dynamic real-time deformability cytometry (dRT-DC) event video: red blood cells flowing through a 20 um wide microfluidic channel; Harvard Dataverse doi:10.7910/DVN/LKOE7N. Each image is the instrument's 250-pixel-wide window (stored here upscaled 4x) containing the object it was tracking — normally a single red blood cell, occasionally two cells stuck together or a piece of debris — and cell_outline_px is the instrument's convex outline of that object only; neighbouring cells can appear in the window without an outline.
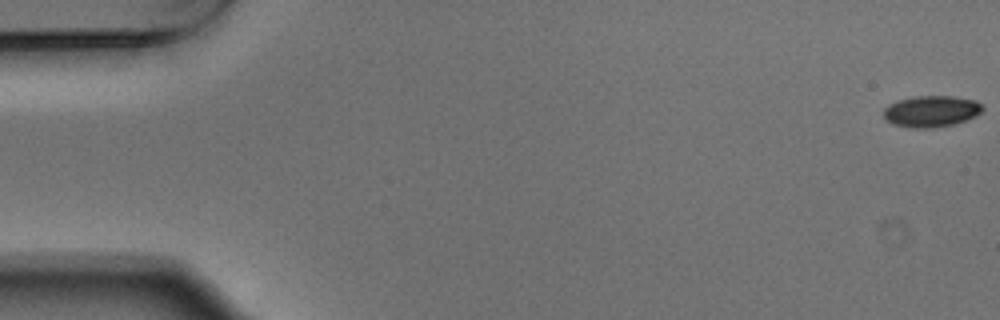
{"species": "Egyptian fruit bat (a non-hibernating species)", "species_latin": "Rousettus aegyptiacus", "temperature_condition": "warm", "stored_images_in_passage": 55, "camera_frame_rate_fps": 3000, "um_per_image_px": 0.085, "animal": {"sex": "male"}, "frame": {"image": 1, "passage_image": 1, "time_ms": 0.0, "image_size_px": [1000, 320], "cell_outline_px": [[984, 108], [976, 116], [952, 124], [932, 128], [912, 128], [892, 124], [884, 116], [884, 108], [888, 104], [912, 96], [952, 96], [976, 100]], "centroid_in_image_um": [79.14, 9.45], "position_along_channel_um": 5.9, "area_um2": 17.98}}
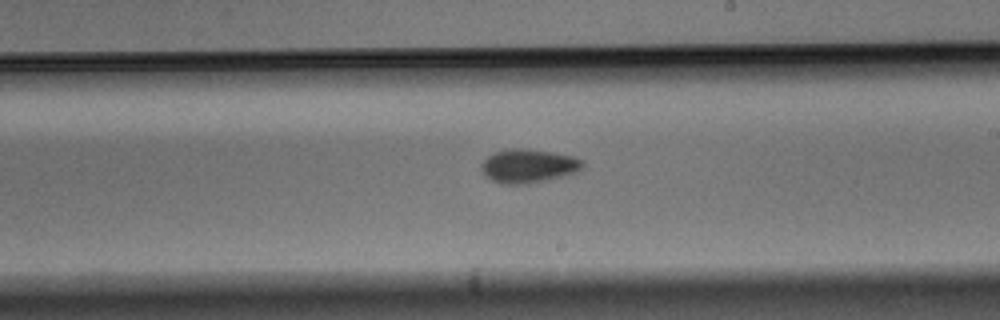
{"frame": {"image": 2, "passage_image": 32, "time_ms": 10.333, "image_size_px": [1000, 320], "cell_outline_px": [[584, 164], [576, 172], [548, 180], [528, 184], [500, 184], [492, 180], [480, 168], [480, 164], [488, 156], [496, 152], [512, 148], [520, 148], [552, 152], [572, 156], [584, 160]], "centroid_in_image_um": [44.91, 14.11], "position_along_channel_um": 244.1, "area_um2": 19.77}}
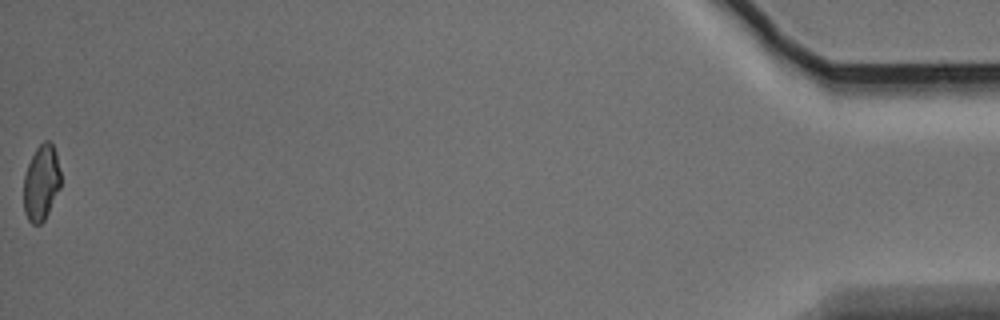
{"frame": {"image": 3, "passage_image": 55, "time_ms": 18.0, "image_size_px": [1000, 320], "cell_outline_px": [[60, 188], [44, 220], [40, 224], [32, 224], [28, 220], [24, 212], [24, 176], [28, 164], [36, 148], [44, 140], [48, 140], [52, 144], [56, 152], [60, 172]], "centroid_in_image_um": [3.5, 15.53], "position_along_channel_um": 431.7, "area_um2": 16.24}, "authors_computed_cell_mechanics": {"area_um2": 18.3804, "velocity_mm_per_s": 3.7272, "shape_relaxation_time_tau1_ms": 3.5509, "shape_relaxation_time_tau2_ms": 4.7028, "deformation_change_tau1": 0.0841, "deformation_change_tau2": 0.0777}}